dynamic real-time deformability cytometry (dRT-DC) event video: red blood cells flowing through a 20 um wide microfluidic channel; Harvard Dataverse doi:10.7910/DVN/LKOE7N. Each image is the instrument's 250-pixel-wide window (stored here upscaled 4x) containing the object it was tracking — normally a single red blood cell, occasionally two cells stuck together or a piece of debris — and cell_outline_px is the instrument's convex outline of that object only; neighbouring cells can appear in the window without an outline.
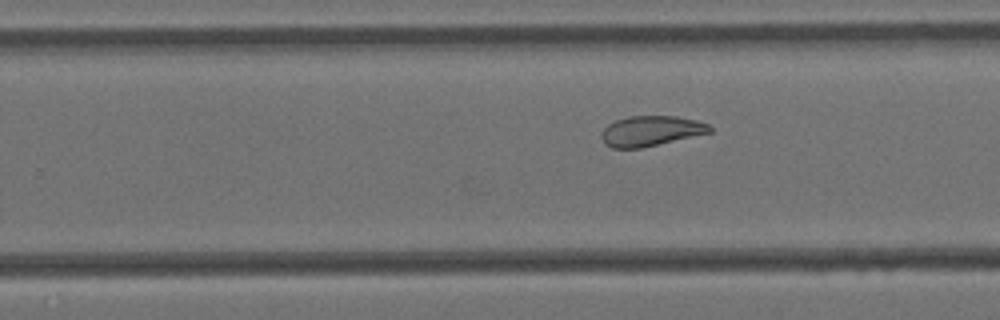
{"species": "Egyptian fruit bat (a non-hibernating species)", "species_latin": "Rousettus aegyptiacus", "temperature_condition": "cold", "stored_images_in_passage": 10, "segment_of_instrument_passage": [2, 2], "camera_frame_rate_fps": 3000, "um_per_image_px": 0.085, "animal": {"sex": "female"}, "frame": {"image": 1, "passage_image": 10, "time_ms": 3.0, "image_size_px": [1000, 320], "cell_outline_px": [[712, 132], [640, 148], [612, 148], [604, 144], [600, 136], [600, 132], [608, 124], [616, 120], [628, 116], [676, 116], [696, 120], [708, 124], [712, 128]], "centroid_in_image_um": [55.29, 11.13], "position_along_channel_um": 274.5, "area_um2": 19.07}}